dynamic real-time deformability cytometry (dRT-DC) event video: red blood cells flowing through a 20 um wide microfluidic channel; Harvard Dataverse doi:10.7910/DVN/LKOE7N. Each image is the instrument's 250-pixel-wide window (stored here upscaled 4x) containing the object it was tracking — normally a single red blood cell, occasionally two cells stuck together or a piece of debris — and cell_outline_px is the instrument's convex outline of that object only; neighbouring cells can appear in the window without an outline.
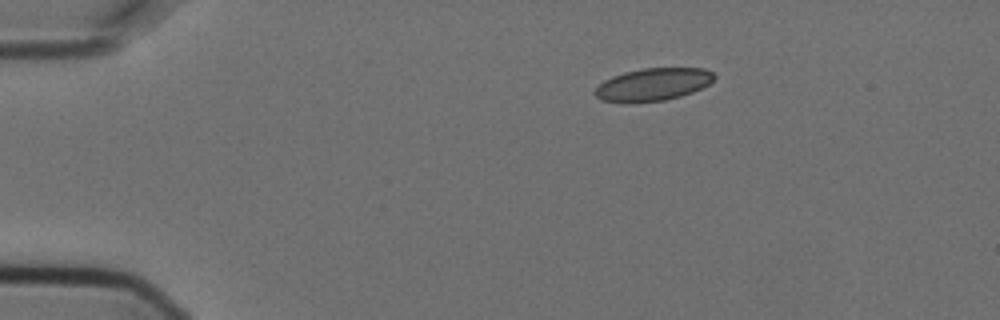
{"species": "Egyptian fruit bat (a non-hibernating species)", "species_latin": "Rousettus aegyptiacus", "temperature_condition": "cold", "stored_images_in_passage": 3, "camera_frame_rate_fps": 3000, "um_per_image_px": 0.085, "animal": {"sex": "female"}, "frame": {"image": 1, "passage_image": 1, "time_ms": 0.0, "image_size_px": [1000, 320], "cell_outline_px": [[716, 76], [708, 84], [692, 92], [680, 96], [664, 100], [632, 104], [624, 104], [600, 100], [596, 96], [596, 88], [604, 80], [612, 76], [624, 72], [644, 68], [704, 68], [712, 72]], "centroid_in_image_um": [55.46, 7.2], "position_along_channel_um": 29.5, "area_um2": 22.83}}